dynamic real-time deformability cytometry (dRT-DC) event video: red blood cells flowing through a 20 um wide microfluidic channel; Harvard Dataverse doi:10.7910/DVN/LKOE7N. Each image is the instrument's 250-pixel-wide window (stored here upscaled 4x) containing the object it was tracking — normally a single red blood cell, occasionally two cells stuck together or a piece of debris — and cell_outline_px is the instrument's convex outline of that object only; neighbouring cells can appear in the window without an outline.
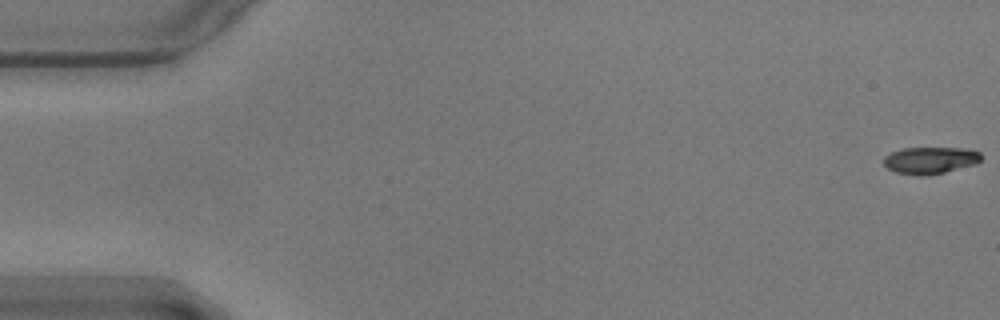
{"species": "common noctule bat (a hibernating species)", "species_latin": "Nyctalus noctula", "temperature_condition": "warm", "stored_images_in_passage": 6, "camera_frame_rate_fps": 3000, "um_per_image_px": 0.085, "animal": {"sex": "male", "body_mass_g": 17.9}, "frame": {"image": 1, "passage_image": 1, "time_ms": 0.0, "image_size_px": [1000, 320], "cell_outline_px": [[980, 160], [976, 164], [928, 176], [920, 176], [896, 172], [888, 168], [884, 164], [884, 156], [892, 152], [904, 148], [960, 148], [980, 152]], "centroid_in_image_um": [79.05, 13.63], "position_along_channel_um": 5.9, "area_um2": 15.14}}